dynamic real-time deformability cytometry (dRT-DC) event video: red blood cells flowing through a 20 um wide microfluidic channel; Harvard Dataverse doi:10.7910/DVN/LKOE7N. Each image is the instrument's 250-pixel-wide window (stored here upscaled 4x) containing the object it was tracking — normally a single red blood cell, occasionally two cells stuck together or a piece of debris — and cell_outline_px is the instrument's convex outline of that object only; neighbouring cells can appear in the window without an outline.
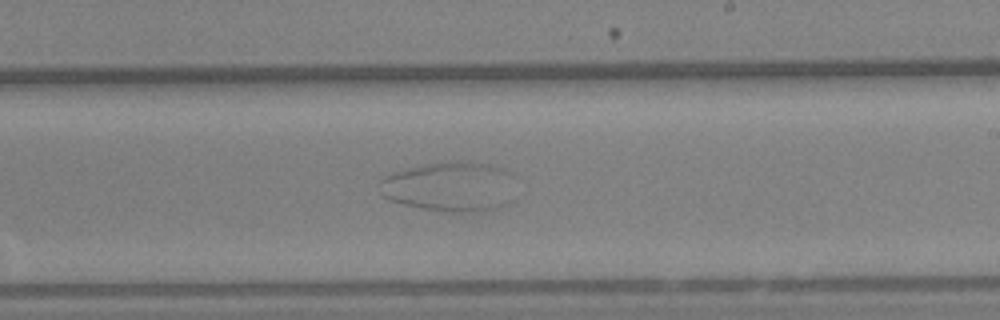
{"species": "Egyptian fruit bat (a non-hibernating species)", "species_latin": "Rousettus aegyptiacus", "temperature_condition": "warm", "stored_images_in_passage": 73, "camera_frame_rate_fps": 3000, "um_per_image_px": 0.085, "animal": {"sex": "female"}, "frame": {"image": 1, "passage_image": 44, "time_ms": 14.333, "image_size_px": [1000, 320], "cell_outline_px": [[508, 172], [504, 204], [480, 212], [448, 212], [424, 208], [404, 204], [388, 200], [384, 196], [380, 180], [384, 176], [392, 172], [404, 168], [448, 160], [460, 160], [488, 164], [504, 168]], "centroid_in_image_um": [38.09, 15.83], "position_along_channel_um": 250.9, "area_um2": 38.38}}